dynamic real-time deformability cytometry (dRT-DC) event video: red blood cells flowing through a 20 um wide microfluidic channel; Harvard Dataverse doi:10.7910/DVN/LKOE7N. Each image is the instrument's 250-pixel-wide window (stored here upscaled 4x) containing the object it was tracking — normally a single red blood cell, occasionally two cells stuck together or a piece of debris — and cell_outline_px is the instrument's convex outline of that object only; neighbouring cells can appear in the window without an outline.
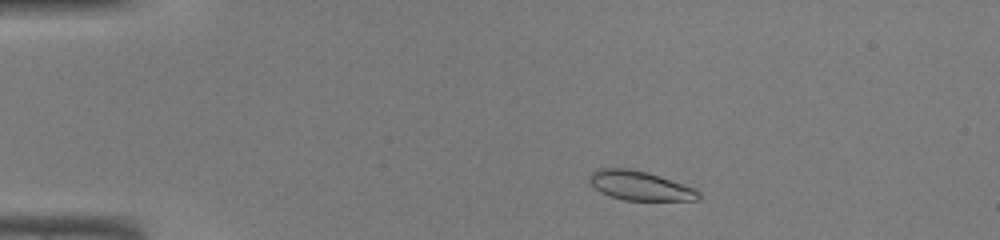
{"species": "common noctule bat (a hibernating species)", "species_latin": "Nyctalus noctula", "temperature_condition": "warm", "stored_images_in_passage": 41, "camera_frame_rate_fps": 3000, "um_per_image_px": 0.085, "animal": {"sex": "male", "body_mass_g": 19.0, "forearm_length_mm": 50.8}, "frame": {"image": 1, "passage_image": 4, "time_ms": 1.0, "image_size_px": [1000, 240], "cell_outline_px": [[700, 196], [696, 200], [624, 200], [600, 192], [588, 180], [588, 176], [592, 172], [600, 168], [628, 168], [648, 172], [696, 188], [700, 192]], "centroid_in_image_um": [54.4, 15.77], "position_along_channel_um": 30.6, "area_um2": 18.55}}
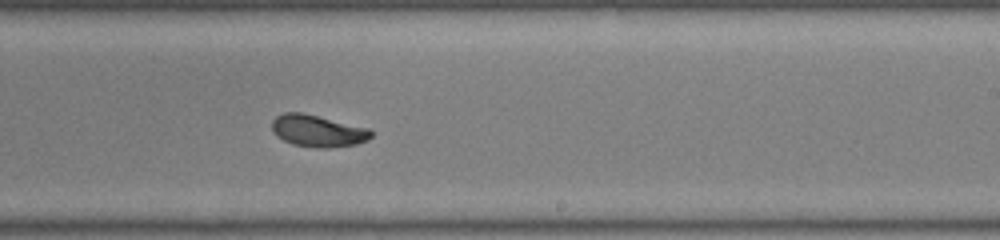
{"frame": {"image": 2, "passage_image": 24, "time_ms": 7.667, "image_size_px": [1000, 240], "cell_outline_px": [[372, 136], [368, 140], [356, 144], [332, 148], [316, 148], [292, 144], [276, 136], [272, 132], [272, 120], [276, 116], [284, 112], [300, 112], [372, 128]], "centroid_in_image_um": [27.03, 11.13], "position_along_channel_um": 262.0, "area_um2": 18.73}}
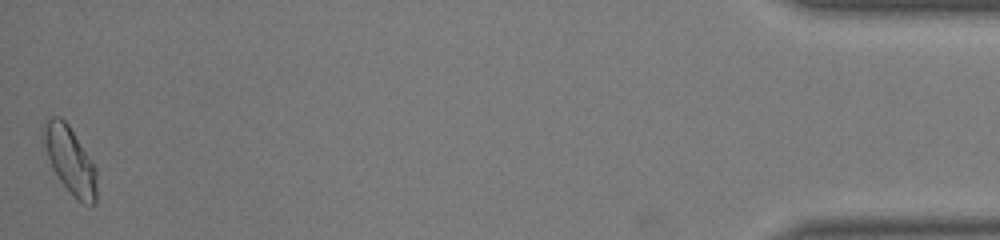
{"frame": {"image": 3, "passage_image": 41, "time_ms": 13.333, "image_size_px": [1000, 240], "cell_outline_px": [[96, 204], [84, 204], [76, 200], [72, 196], [60, 180], [52, 168], [44, 148], [40, 136], [48, 116], [60, 116], [68, 124], [92, 160], [96, 168]], "centroid_in_image_um": [5.93, 13.6], "position_along_channel_um": 429.3, "area_um2": 21.04}}